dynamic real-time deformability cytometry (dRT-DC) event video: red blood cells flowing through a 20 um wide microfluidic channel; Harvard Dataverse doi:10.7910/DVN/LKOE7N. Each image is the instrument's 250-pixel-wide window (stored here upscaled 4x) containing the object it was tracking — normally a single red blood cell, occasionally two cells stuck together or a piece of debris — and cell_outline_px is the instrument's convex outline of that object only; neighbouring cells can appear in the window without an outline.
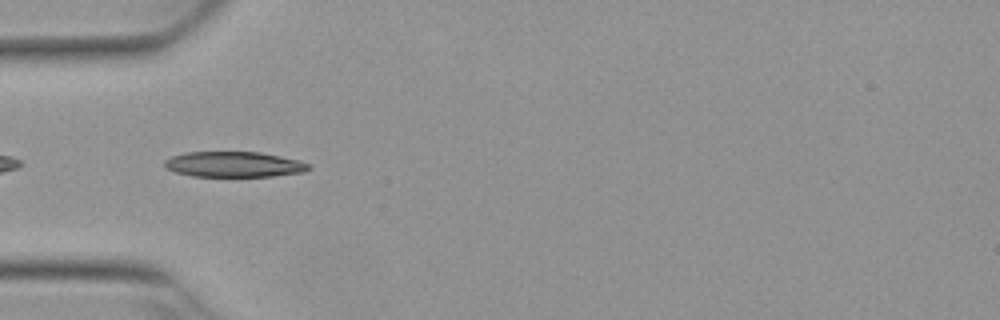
{"species": "Egyptian fruit bat (a non-hibernating species)", "species_latin": "Rousettus aegyptiacus", "temperature_condition": "warm", "stored_images_in_passage": 6, "camera_frame_rate_fps": 3000, "um_per_image_px": 0.085, "animal": {"sex": "female"}, "frame": {"image": 1, "passage_image": 2, "time_ms": 0.333, "image_size_px": [1000, 320], "cell_outline_px": [[312, 168], [304, 172], [272, 176], [192, 176], [176, 172], [164, 168], [164, 160], [172, 156], [188, 152], [260, 152], [300, 160], [308, 164]], "centroid_in_image_um": [19.89, 13.97], "position_along_channel_um": 65.1, "area_um2": 21.39}}